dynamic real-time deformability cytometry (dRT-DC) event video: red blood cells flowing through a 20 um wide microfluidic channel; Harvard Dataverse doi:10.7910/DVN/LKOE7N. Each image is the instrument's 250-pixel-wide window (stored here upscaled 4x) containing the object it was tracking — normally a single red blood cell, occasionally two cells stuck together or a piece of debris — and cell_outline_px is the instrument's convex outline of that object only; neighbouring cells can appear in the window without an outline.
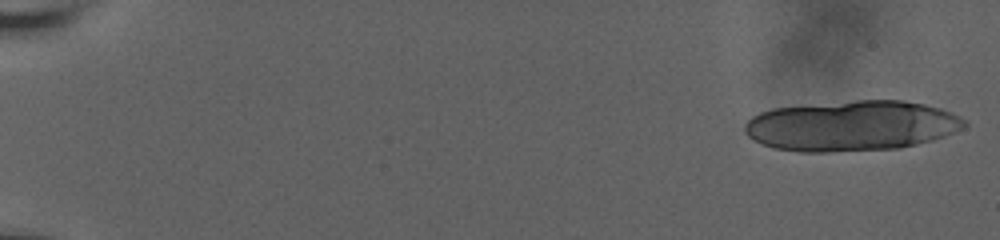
{"species": "human", "species_latin": "Homo sapiens", "temperature_condition": "room temperature", "stored_images_in_passage": 18, "camera_frame_rate_fps": 3000, "um_per_image_px": 0.085, "donor": {"sex": "male"}, "frame": {"image": 1, "passage_image": 1, "time_ms": 0.0, "image_size_px": [1000, 240], "cell_outline_px": [[968, 124], [964, 128], [944, 136], [932, 140], [900, 148], [828, 152], [800, 152], [776, 148], [764, 144], [748, 136], [744, 132], [744, 124], [752, 116], [760, 112], [772, 108], [856, 100], [904, 100], [924, 104], [940, 108], [952, 112], [968, 120]], "centroid_in_image_um": [72.42, 10.69], "position_along_channel_um": 12.6, "area_um2": 64.68}}